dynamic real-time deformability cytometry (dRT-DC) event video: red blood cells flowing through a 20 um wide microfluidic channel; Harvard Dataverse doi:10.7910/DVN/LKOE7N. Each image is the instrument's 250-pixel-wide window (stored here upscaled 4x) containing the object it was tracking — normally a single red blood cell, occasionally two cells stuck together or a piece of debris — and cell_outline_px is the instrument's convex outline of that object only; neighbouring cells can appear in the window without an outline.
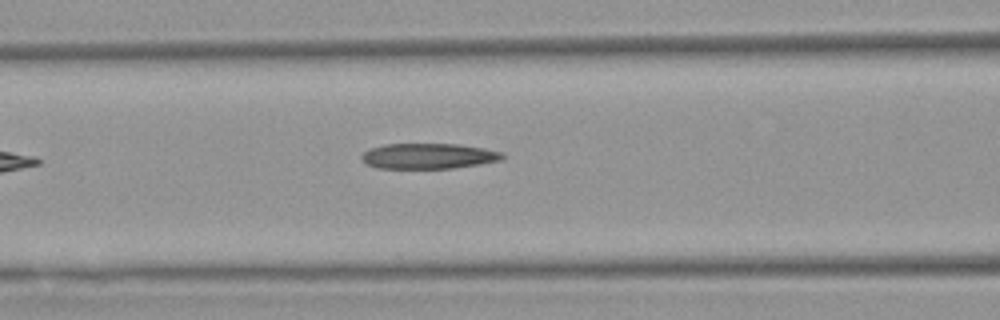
{"species": "Egyptian fruit bat (a non-hibernating species)", "species_latin": "Rousettus aegyptiacus", "temperature_condition": "warm", "stored_images_in_passage": 5, "camera_frame_rate_fps": 3000, "um_per_image_px": 0.085, "animal": {"sex": "female"}, "frame": {"image": 1, "passage_image": 5, "time_ms": 4.667, "image_size_px": [1000, 320], "cell_outline_px": [[504, 160], [480, 164], [452, 168], [376, 168], [368, 164], [360, 156], [368, 148], [384, 144], [460, 144], [484, 148], [504, 152]], "centroid_in_image_um": [36.46, 13.26], "position_along_channel_um": 130.1, "area_um2": 21.04}}